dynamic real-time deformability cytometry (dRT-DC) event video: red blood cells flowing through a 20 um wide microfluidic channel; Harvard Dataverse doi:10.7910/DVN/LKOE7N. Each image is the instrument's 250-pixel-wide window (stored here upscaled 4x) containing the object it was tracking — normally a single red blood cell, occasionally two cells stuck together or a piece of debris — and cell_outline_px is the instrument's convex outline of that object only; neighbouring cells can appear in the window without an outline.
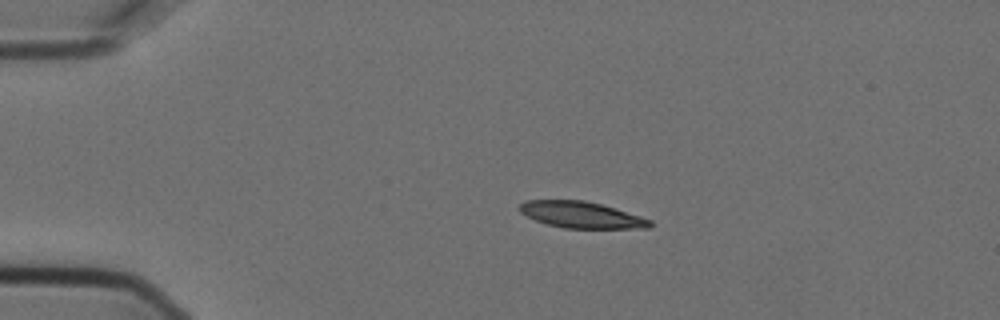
{"species": "Egyptian fruit bat (a non-hibernating species)", "species_latin": "Rousettus aegyptiacus", "temperature_condition": "cold", "stored_images_in_passage": 4, "camera_frame_rate_fps": 3000, "um_per_image_px": 0.085, "animal": {"sex": "female"}, "frame": {"image": 1, "passage_image": 3, "time_ms": 0.667, "image_size_px": [1000, 320], "cell_outline_px": [[652, 224], [648, 228], [564, 228], [548, 224], [536, 220], [520, 212], [520, 204], [528, 200], [584, 200], [616, 208], [652, 220]], "centroid_in_image_um": [49.44, 18.26], "position_along_channel_um": 35.6, "area_um2": 19.83}}